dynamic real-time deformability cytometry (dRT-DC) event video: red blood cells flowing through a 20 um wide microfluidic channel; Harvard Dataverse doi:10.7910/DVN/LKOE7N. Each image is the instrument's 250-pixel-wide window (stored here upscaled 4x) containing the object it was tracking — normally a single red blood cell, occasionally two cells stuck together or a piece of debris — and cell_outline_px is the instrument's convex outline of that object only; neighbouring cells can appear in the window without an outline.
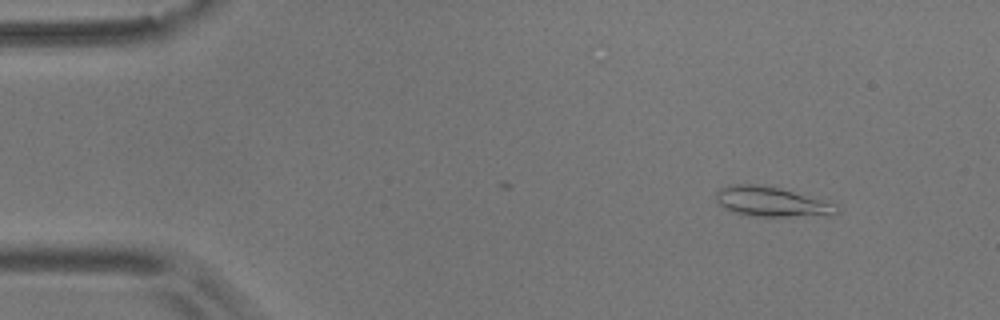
{"species": "common noctule bat (a hibernating species)", "species_latin": "Nyctalus noctula", "temperature_condition": "room temperature", "stored_images_in_passage": 41, "camera_frame_rate_fps": 3000, "um_per_image_px": 0.085, "animal": {"sex": "male", "body_mass_g": 17.9}, "frame": {"image": 1, "passage_image": 5, "time_ms": 1.333, "image_size_px": [1000, 320], "cell_outline_px": [[840, 212], [788, 216], [748, 216], [724, 208], [716, 200], [716, 192], [720, 188], [732, 184], [760, 184], [780, 188], [836, 204], [840, 208]], "centroid_in_image_um": [65.49, 17.12], "position_along_channel_um": 19.5, "area_um2": 20.4}}
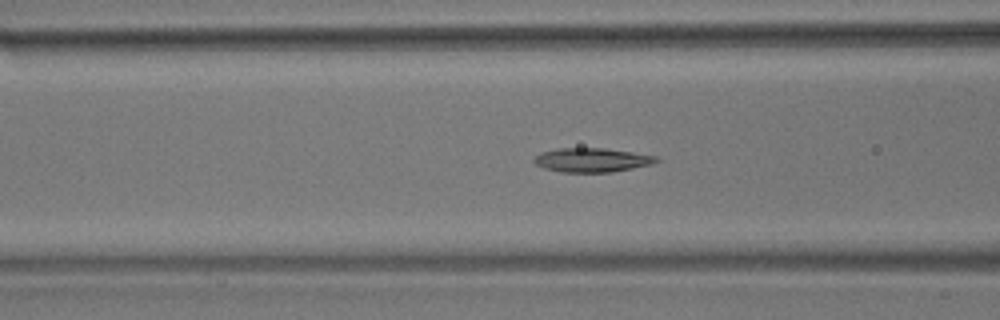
{"frame": {"image": 2, "passage_image": 20, "time_ms": 6.333, "image_size_px": [1000, 320], "cell_outline_px": [[660, 160], [652, 164], [612, 172], [560, 172], [544, 168], [536, 164], [532, 160], [540, 152], [556, 148], [604, 148], [632, 152], [656, 156]], "centroid_in_image_um": [50.28, 13.6], "position_along_channel_um": 116.3, "area_um2": 17.17}}
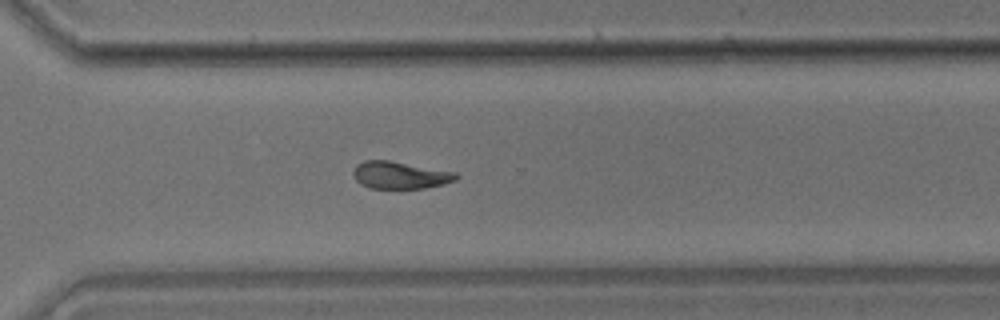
{"frame": {"image": 3, "passage_image": 38, "time_ms": 12.333, "image_size_px": [1000, 320], "cell_outline_px": [[460, 176], [456, 180], [444, 184], [424, 188], [368, 188], [360, 184], [356, 180], [352, 172], [356, 164], [364, 160], [388, 160], [456, 172]], "centroid_in_image_um": [33.99, 14.88], "position_along_channel_um": 336.6, "area_um2": 16.42}, "authors_computed_cell_mechanics": {"area_um2": 17.1088, "velocity_mm_per_s": 3.6718, "shape_relaxation_time_tau1_ms": 5.4113, "shape_relaxation_time_tau2_ms": null, "deformation_change_tau1": 0.1905, "deformation_change_tau2": null}}